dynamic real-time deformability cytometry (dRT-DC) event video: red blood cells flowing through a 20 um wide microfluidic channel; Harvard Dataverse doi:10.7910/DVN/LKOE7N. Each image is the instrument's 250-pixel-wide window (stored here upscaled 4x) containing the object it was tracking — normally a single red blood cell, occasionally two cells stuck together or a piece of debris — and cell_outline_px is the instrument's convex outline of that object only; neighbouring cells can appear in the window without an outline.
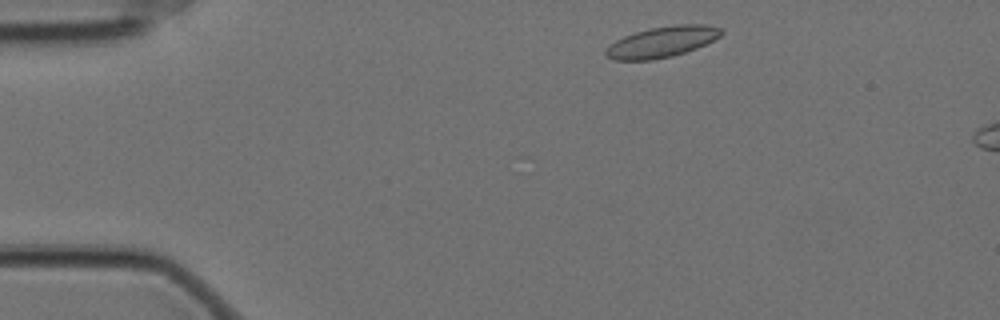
{"species": "Egyptian fruit bat (a non-hibernating species)", "species_latin": "Rousettus aegyptiacus", "temperature_condition": "cold", "stored_images_in_passage": 7, "camera_frame_rate_fps": 3000, "um_per_image_px": 0.085, "animal": {"sex": "female"}, "frame": {"image": 1, "passage_image": 2, "time_ms": 0.333, "image_size_px": [1000, 320], "cell_outline_px": [[724, 32], [720, 36], [696, 48], [672, 56], [652, 60], [612, 60], [604, 52], [616, 40], [624, 36], [648, 28], [676, 24], [708, 24], [720, 28]], "centroid_in_image_um": [56.28, 3.55], "position_along_channel_um": 28.7, "area_um2": 20.58}}